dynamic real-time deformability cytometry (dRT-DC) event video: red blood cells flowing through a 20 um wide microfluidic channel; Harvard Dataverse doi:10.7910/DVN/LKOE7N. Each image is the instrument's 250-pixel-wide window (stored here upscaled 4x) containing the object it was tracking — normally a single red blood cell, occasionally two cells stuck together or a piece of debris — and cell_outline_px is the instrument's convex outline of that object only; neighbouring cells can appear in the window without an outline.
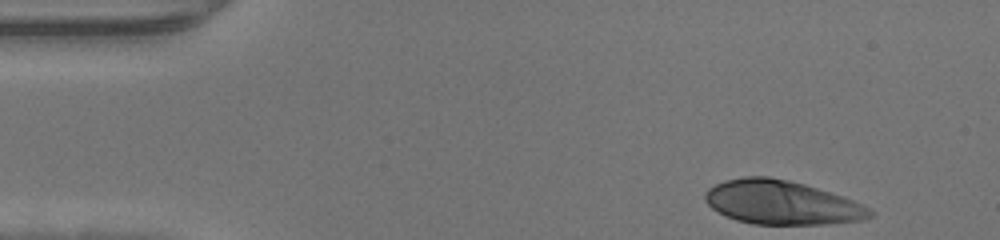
{"species": "human", "species_latin": "Homo sapiens", "temperature_condition": "warm", "stored_images_in_passage": 34, "camera_frame_rate_fps": 3000, "um_per_image_px": 0.085, "donor": {"sex": "male"}, "frame": {"image": 1, "passage_image": 1, "time_ms": 0.0, "image_size_px": [1000, 240], "cell_outline_px": [[876, 212], [872, 216], [860, 220], [824, 224], [752, 224], [736, 220], [712, 208], [704, 200], [704, 192], [708, 188], [724, 180], [744, 176], [768, 176], [788, 180], [804, 184], [852, 200]], "centroid_in_image_um": [66.39, 17.21], "position_along_channel_um": 18.6, "area_um2": 41.85}}
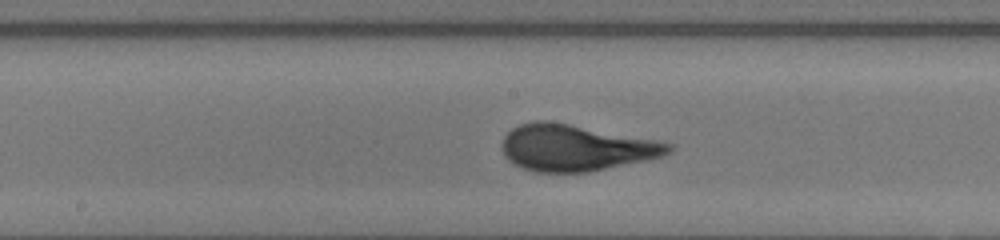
{"frame": {"image": 2, "passage_image": 20, "time_ms": 6.333, "image_size_px": [1000, 240], "cell_outline_px": [[672, 152], [664, 156], [648, 160], [588, 172], [536, 172], [520, 168], [512, 164], [504, 156], [500, 148], [500, 144], [504, 136], [512, 128], [520, 124], [536, 120], [548, 120], [660, 140], [672, 144]], "centroid_in_image_um": [48.93, 12.56], "position_along_channel_um": 199.3, "area_um2": 45.66}}
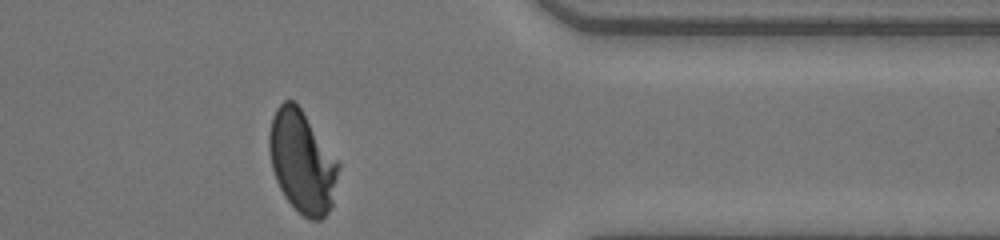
{"frame": {"image": 3, "passage_image": 34, "time_ms": 11.0, "image_size_px": [1000, 240], "cell_outline_px": [[340, 164], [332, 208], [320, 220], [312, 220], [304, 216], [284, 196], [276, 180], [272, 168], [268, 148], [268, 136], [272, 116], [276, 108], [284, 100], [292, 100], [300, 108]], "centroid_in_image_um": [25.67, 13.76], "position_along_channel_um": 385.7, "area_um2": 40.86}}